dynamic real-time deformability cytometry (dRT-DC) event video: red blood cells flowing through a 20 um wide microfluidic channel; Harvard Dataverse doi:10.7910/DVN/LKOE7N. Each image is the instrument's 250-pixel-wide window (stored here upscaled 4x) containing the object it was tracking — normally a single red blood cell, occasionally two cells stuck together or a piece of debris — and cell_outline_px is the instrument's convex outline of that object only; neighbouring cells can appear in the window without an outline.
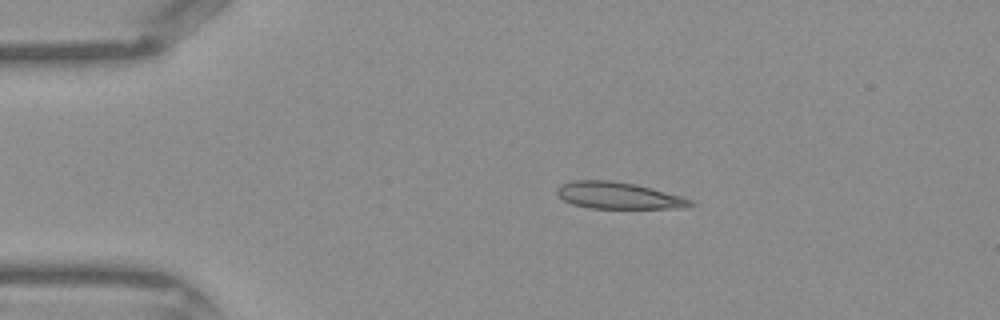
{"species": "Egyptian fruit bat (a non-hibernating species)", "species_latin": "Rousettus aegyptiacus", "temperature_condition": "warm", "stored_images_in_passage": 35, "camera_frame_rate_fps": 3000, "um_per_image_px": 0.085, "frame": {"image": 1, "passage_image": 1, "time_ms": 0.0, "image_size_px": [1000, 320], "cell_outline_px": [[696, 204], [684, 208], [588, 208], [572, 204], [564, 200], [556, 192], [556, 188], [560, 184], [572, 180], [608, 180], [636, 184], [652, 188], [680, 196], [692, 200]], "centroid_in_image_um": [52.55, 16.62], "position_along_channel_um": 32.5, "area_um2": 20.81}}
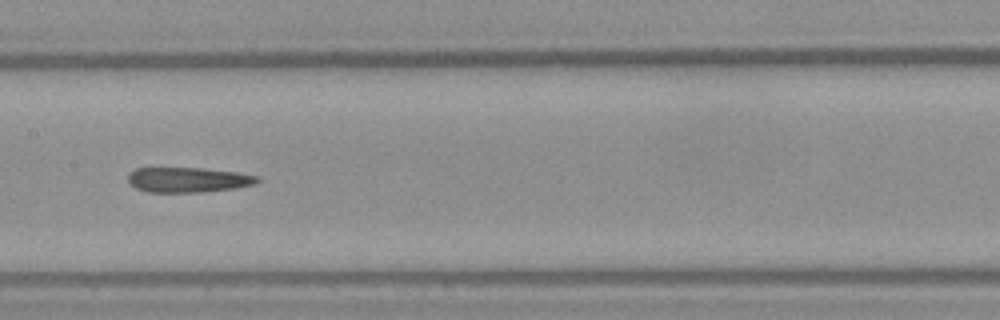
{"frame": {"image": 2, "passage_image": 14, "time_ms": 4.333, "image_size_px": [1000, 320], "cell_outline_px": [[260, 180], [256, 184], [236, 188], [204, 192], [148, 192], [136, 188], [128, 184], [128, 176], [136, 168], [204, 168], [236, 172], [260, 176]], "centroid_in_image_um": [16.02, 15.29], "position_along_channel_um": 191.4, "area_um2": 19.02}}
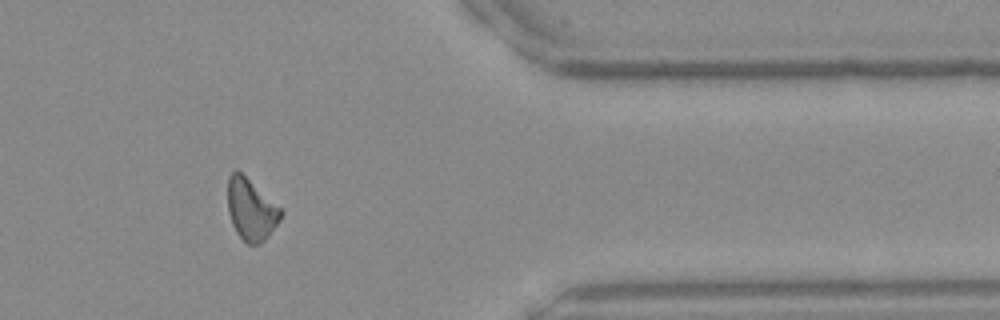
{"frame": {"image": 3, "passage_image": 28, "time_ms": 9.0, "image_size_px": [1000, 320], "cell_outline_px": [[284, 212], [280, 220], [268, 236], [260, 244], [248, 244], [236, 232], [232, 224], [228, 212], [228, 176], [236, 168], [280, 208]], "centroid_in_image_um": [21.32, 17.81], "position_along_channel_um": 390.1, "area_um2": 18.79}}